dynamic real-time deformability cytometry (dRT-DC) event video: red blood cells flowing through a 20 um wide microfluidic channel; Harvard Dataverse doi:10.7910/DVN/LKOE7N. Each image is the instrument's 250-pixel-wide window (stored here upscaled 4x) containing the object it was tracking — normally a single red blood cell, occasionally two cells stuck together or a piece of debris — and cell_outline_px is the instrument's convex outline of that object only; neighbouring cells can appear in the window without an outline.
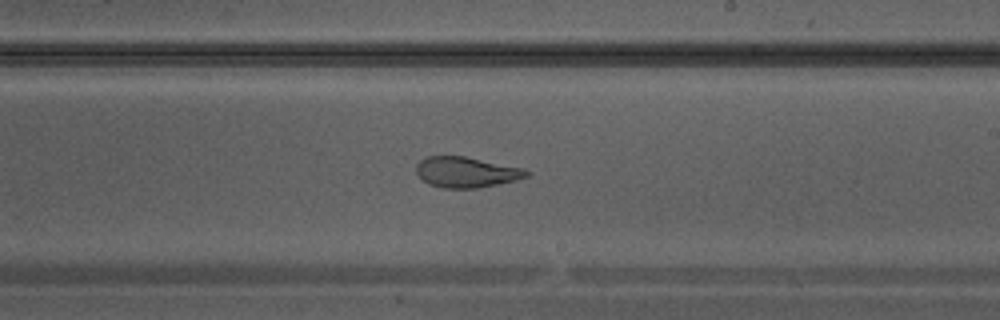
{"species": "Egyptian fruit bat (a non-hibernating species)", "species_latin": "Rousettus aegyptiacus", "temperature_condition": "warm", "stored_images_in_passage": 26, "camera_frame_rate_fps": 3000, "um_per_image_px": 0.085, "animal": {"sex": "male"}, "frame": {"image": 1, "passage_image": 12, "time_ms": 3.667, "image_size_px": [1000, 320], "cell_outline_px": [[532, 172], [528, 176], [516, 180], [476, 188], [444, 188], [428, 184], [416, 172], [416, 164], [420, 160], [428, 156], [464, 156], [520, 168]], "centroid_in_image_um": [39.6, 14.63], "position_along_channel_um": 249.4, "area_um2": 19.36}}